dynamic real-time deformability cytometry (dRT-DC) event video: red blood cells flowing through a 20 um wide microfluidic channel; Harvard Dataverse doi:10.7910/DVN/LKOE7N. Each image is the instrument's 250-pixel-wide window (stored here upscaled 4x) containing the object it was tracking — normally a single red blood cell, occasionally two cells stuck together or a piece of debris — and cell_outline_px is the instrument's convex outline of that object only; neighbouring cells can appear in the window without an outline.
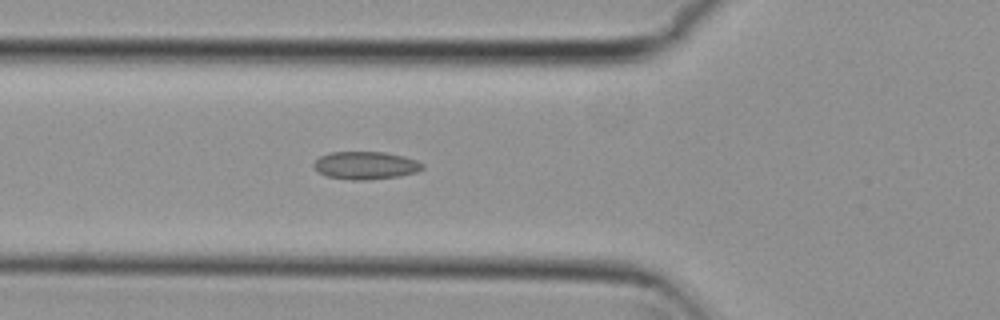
{"species": "common noctule bat (a hibernating species)", "species_latin": "Nyctalus noctula", "temperature_condition": "cold", "stored_images_in_passage": 5, "camera_frame_rate_fps": 3000, "um_per_image_px": 0.085, "animal": {"sex": "female", "body_mass_g": 29.2, "forearm_length_mm": 56.3}, "frame": {"image": 1, "passage_image": 5, "time_ms": 1.333, "image_size_px": [1000, 320], "cell_outline_px": [[424, 168], [416, 172], [400, 176], [368, 180], [352, 180], [328, 176], [320, 172], [312, 164], [320, 156], [328, 152], [384, 152], [404, 156], [416, 160], [424, 164]], "centroid_in_image_um": [31.1, 14.05], "position_along_channel_um": 94.7, "area_um2": 17.57}}